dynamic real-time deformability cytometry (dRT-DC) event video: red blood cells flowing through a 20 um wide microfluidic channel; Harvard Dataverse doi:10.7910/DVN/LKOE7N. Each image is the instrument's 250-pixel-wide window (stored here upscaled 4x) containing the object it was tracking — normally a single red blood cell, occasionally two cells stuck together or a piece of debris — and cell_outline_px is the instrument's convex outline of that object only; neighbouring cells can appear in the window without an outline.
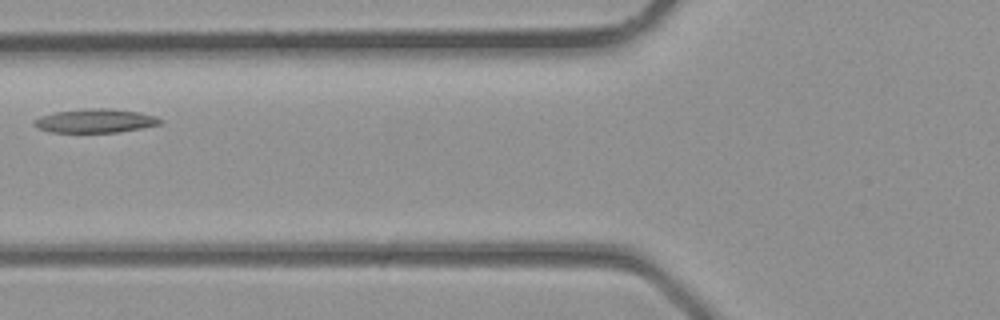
{"species": "common noctule bat (a hibernating species)", "species_latin": "Nyctalus noctula", "temperature_condition": "room temperature", "stored_images_in_passage": 3, "camera_frame_rate_fps": 3000, "um_per_image_px": 0.085, "animal": {"sex": "male", "body_mass_g": 23.1, "forearm_length_mm": 52.7}, "frame": {"image": 1, "passage_image": 3, "time_ms": 0.667, "image_size_px": [1000, 320], "cell_outline_px": [[164, 124], [116, 132], [48, 132], [36, 128], [32, 124], [32, 120], [40, 116], [56, 112], [88, 108], [108, 108], [140, 112], [156, 116], [164, 120]], "centroid_in_image_um": [8.1, 10.27], "position_along_channel_um": 117.7, "area_um2": 17.69}}